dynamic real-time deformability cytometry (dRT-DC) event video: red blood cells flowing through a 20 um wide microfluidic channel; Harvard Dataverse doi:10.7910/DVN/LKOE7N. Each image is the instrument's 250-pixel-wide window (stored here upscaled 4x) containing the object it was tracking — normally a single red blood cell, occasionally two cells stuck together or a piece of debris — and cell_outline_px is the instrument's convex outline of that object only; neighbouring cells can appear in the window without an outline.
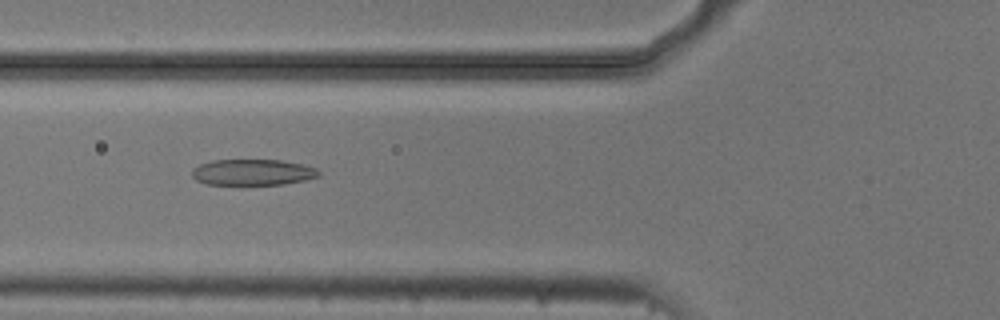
{"species": "common noctule bat (a hibernating species)", "species_latin": "Nyctalus noctula", "temperature_condition": "cold", "stored_images_in_passage": 10, "camera_frame_rate_fps": 3000, "um_per_image_px": 0.085, "animal": {"sex": "male", "body_mass_g": 20.5, "forearm_length_mm": 52.5}, "frame": {"image": 1, "passage_image": 5, "time_ms": 1.333, "image_size_px": [1000, 320], "cell_outline_px": [[320, 176], [304, 180], [284, 184], [240, 188], [208, 184], [196, 180], [192, 176], [192, 168], [200, 164], [212, 160], [280, 160], [304, 164], [316, 168], [320, 172]], "centroid_in_image_um": [21.45, 14.69], "position_along_channel_um": 104.4, "area_um2": 20.29}}
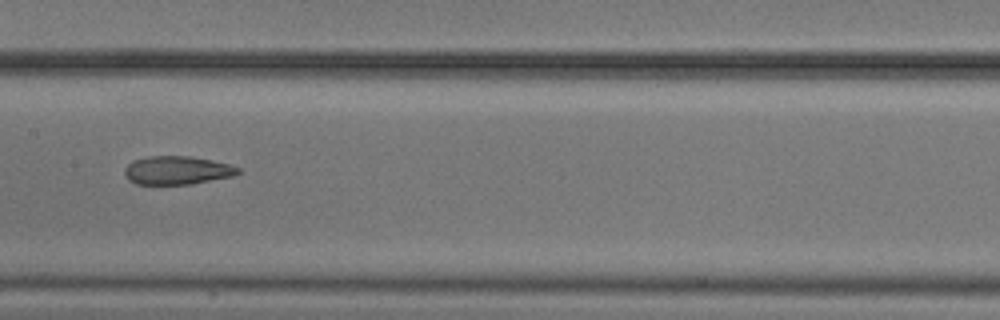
{"frame": {"image": 2, "passage_image": 7, "time_ms": 2.0, "image_size_px": [1000, 320], "cell_outline_px": [[240, 172], [232, 176], [192, 184], [136, 184], [128, 180], [124, 172], [124, 168], [132, 160], [148, 156], [188, 156], [212, 160], [228, 164], [240, 168]], "centroid_in_image_um": [15.02, 14.47], "position_along_channel_um": 192.4, "area_um2": 18.79}}
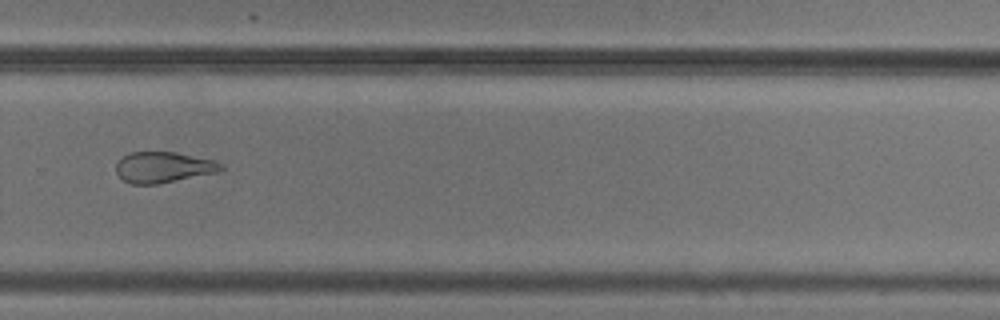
{"frame": {"image": 3, "passage_image": 10, "time_ms": 3.0, "image_size_px": [1000, 320], "cell_outline_px": [[224, 168], [220, 172], [156, 184], [132, 184], [124, 180], [116, 172], [116, 164], [128, 152], [176, 152], [212, 160], [224, 164]], "centroid_in_image_um": [13.91, 14.21], "position_along_channel_um": 315.9, "area_um2": 18.79}}